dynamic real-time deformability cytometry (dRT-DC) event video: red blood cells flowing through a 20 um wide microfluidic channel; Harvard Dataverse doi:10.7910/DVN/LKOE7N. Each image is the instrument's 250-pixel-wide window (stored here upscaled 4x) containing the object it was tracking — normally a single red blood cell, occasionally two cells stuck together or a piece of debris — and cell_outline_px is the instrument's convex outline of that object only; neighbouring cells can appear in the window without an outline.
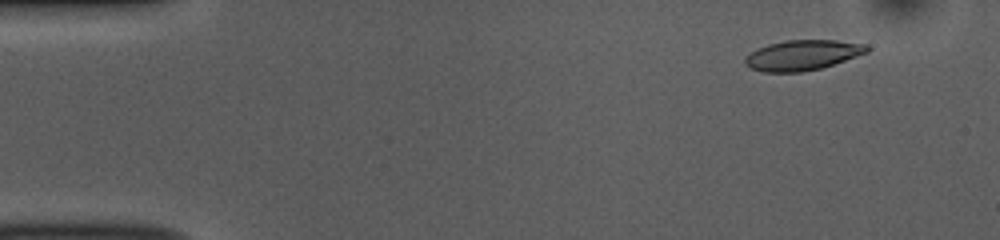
{"species": "common noctule bat (a hibernating species)", "species_latin": "Nyctalus noctula", "temperature_condition": "room temperature", "stored_images_in_passage": 51, "camera_frame_rate_fps": 3000, "um_per_image_px": 0.085, "animal": {"sex": "female", "body_mass_g": 10.0, "forearm_length_mm": 53.1}, "frame": {"image": 1, "passage_image": 4, "time_ms": 1.0, "image_size_px": [1000, 240], "cell_outline_px": [[872, 48], [868, 52], [820, 68], [804, 72], [764, 72], [752, 68], [744, 64], [744, 56], [756, 48], [768, 44], [784, 40], [836, 40], [868, 44]], "centroid_in_image_um": [68.2, 4.67], "position_along_channel_um": 16.8, "area_um2": 21.62}}
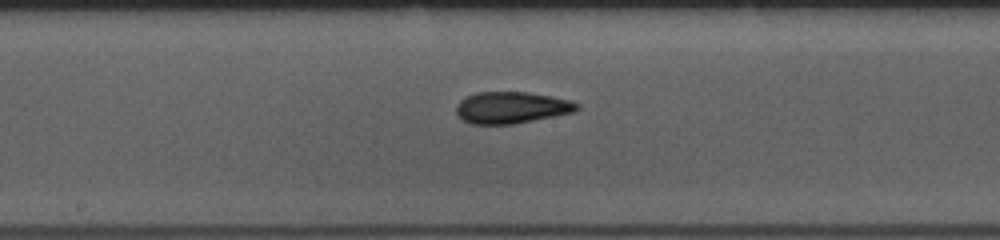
{"frame": {"image": 2, "passage_image": 26, "time_ms": 8.333, "image_size_px": [1000, 240], "cell_outline_px": [[580, 108], [572, 112], [512, 124], [472, 124], [464, 120], [456, 112], [456, 104], [464, 96], [476, 92], [528, 92], [552, 96], [572, 100], [580, 104]], "centroid_in_image_um": [43.46, 9.12], "position_along_channel_um": 204.7, "area_um2": 22.25}}
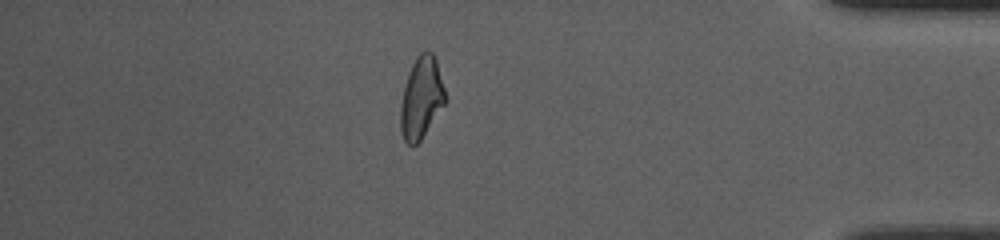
{"frame": {"image": 3, "passage_image": 44, "time_ms": 14.333, "image_size_px": [1000, 240], "cell_outline_px": [[444, 104], [420, 140], [412, 148], [404, 140], [400, 132], [400, 104], [408, 72], [416, 56], [420, 52], [432, 52], [436, 60], [444, 88]], "centroid_in_image_um": [35.77, 8.33], "position_along_channel_um": 399.4, "area_um2": 20.98}, "authors_computed_cell_mechanics": {"area_um2": 21.7328, "velocity_mm_per_s": 3.8572, "shape_relaxation_time_tau1_ms": 8.2448, "shape_relaxation_time_tau2_ms": 2.3464, "deformation_change_tau1": 0.2255, "deformation_change_tau2": 0.101}}